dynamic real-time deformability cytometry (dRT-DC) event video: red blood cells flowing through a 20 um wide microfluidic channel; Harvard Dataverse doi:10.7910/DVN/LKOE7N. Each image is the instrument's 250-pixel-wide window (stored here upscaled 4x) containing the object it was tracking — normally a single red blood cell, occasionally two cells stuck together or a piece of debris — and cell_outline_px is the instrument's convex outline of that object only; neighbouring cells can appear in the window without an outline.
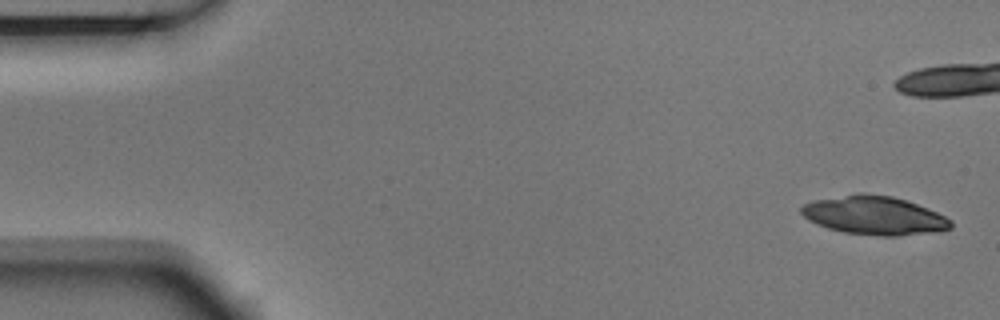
{"species": "Egyptian fruit bat (a non-hibernating species)", "species_latin": "Rousettus aegyptiacus", "temperature_condition": "room temperature", "stored_images_in_passage": 7, "camera_frame_rate_fps": 3000, "um_per_image_px": 0.085, "animal": {"sex": "male"}, "frame": {"image": 1, "passage_image": 1, "time_ms": 0.0, "image_size_px": [1000, 320], "cell_outline_px": [[952, 228], [936, 232], [896, 236], [876, 236], [844, 232], [828, 228], [816, 224], [808, 220], [800, 212], [800, 208], [804, 204], [812, 200], [860, 192], [864, 192], [892, 196], [928, 208], [952, 220]], "centroid_in_image_um": [74.29, 18.31], "position_along_channel_um": 10.7, "area_um2": 33.87}}
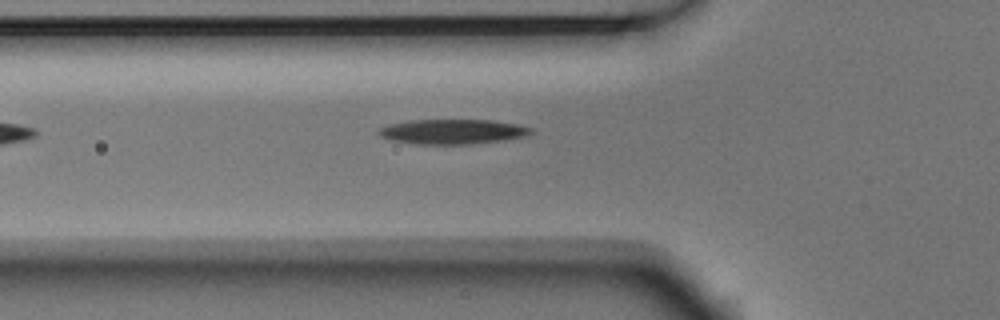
{"frame": {"image": 2, "passage_image": 7, "time_ms": 2.0, "image_size_px": [1000, 320], "cell_outline_px": [[532, 132], [528, 136], [504, 140], [468, 144], [420, 144], [392, 140], [380, 136], [376, 132], [380, 128], [388, 124], [408, 120], [492, 120], [520, 124], [532, 128]], "centroid_in_image_um": [38.49, 11.18], "position_along_channel_um": 87.3, "area_um2": 22.14}}